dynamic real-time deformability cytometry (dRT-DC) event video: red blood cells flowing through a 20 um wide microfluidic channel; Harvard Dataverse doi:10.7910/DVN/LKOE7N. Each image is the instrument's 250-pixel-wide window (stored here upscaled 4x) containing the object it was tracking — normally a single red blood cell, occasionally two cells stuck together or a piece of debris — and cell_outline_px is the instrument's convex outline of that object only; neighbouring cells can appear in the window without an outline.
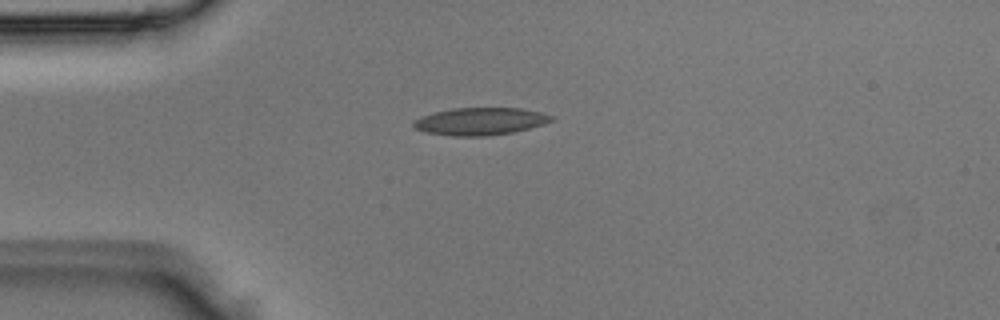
{"species": "Egyptian fruit bat (a non-hibernating species)", "species_latin": "Rousettus aegyptiacus", "temperature_condition": "room temperature", "stored_images_in_passage": 2, "camera_frame_rate_fps": 3000, "um_per_image_px": 0.085, "animal": {"sex": "male"}, "frame": {"image": 1, "passage_image": 1, "time_ms": 0.0, "image_size_px": [1000, 320], "cell_outline_px": [[556, 120], [544, 124], [512, 132], [488, 136], [452, 136], [424, 132], [412, 128], [412, 120], [436, 112], [452, 108], [520, 108], [540, 112], [552, 116]], "centroid_in_image_um": [40.79, 10.32], "position_along_channel_um": 44.2, "area_um2": 22.08}}